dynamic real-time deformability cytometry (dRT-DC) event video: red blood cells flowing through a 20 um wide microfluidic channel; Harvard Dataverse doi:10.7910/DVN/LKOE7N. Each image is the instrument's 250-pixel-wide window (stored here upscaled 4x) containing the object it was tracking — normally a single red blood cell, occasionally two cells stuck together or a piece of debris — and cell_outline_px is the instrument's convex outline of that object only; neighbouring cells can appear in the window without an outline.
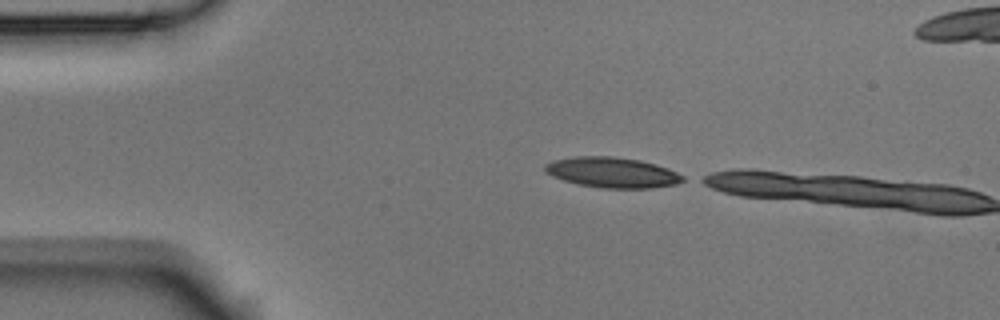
{"species": "Egyptian fruit bat (a non-hibernating species)", "species_latin": "Rousettus aegyptiacus", "temperature_condition": "room temperature", "stored_images_in_passage": 2, "camera_frame_rate_fps": 3000, "um_per_image_px": 0.085, "animal": {"sex": "male"}, "frame": {"image": 1, "passage_image": 1, "time_ms": 0.0, "image_size_px": [1000, 320], "cell_outline_px": [[684, 180], [676, 184], [652, 188], [600, 188], [580, 184], [564, 180], [552, 176], [544, 172], [544, 164], [556, 160], [576, 156], [608, 156], [640, 160], [656, 164], [668, 168], [684, 176]], "centroid_in_image_um": [52.04, 14.66], "position_along_channel_um": 33.0, "area_um2": 24.33}}